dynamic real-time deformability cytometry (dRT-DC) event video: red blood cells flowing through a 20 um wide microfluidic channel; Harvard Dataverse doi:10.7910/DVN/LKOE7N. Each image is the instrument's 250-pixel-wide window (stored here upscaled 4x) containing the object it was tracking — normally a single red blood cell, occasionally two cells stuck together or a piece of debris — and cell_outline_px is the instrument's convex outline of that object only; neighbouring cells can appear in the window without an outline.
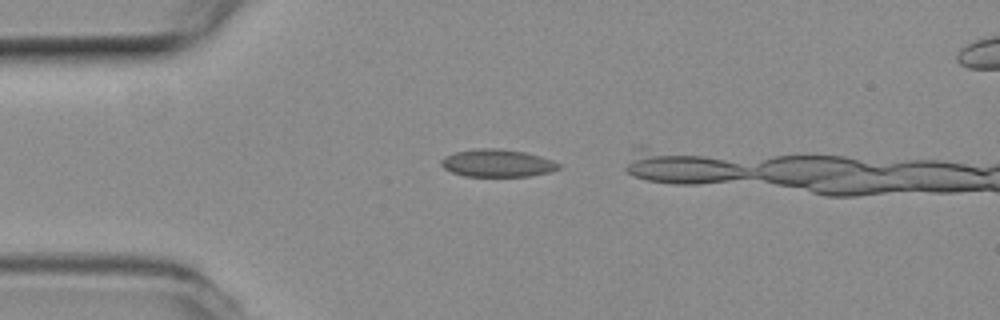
{"species": "common noctule bat (a hibernating species)", "species_latin": "Nyctalus noctula", "temperature_condition": "room temperature", "stored_images_in_passage": 2, "camera_frame_rate_fps": 3000, "um_per_image_px": 0.085, "animal": {"sex": "female", "body_mass_g": 19.3, "forearm_length_mm": 54.1}, "frame": {"image": 1, "passage_image": 1, "time_ms": 0.0, "image_size_px": [1000, 320], "cell_outline_px": [[560, 168], [552, 172], [528, 176], [464, 176], [452, 172], [444, 168], [440, 164], [440, 160], [444, 156], [456, 152], [476, 148], [500, 148], [524, 152], [540, 156], [552, 160], [560, 164]], "centroid_in_image_um": [42.27, 13.86], "position_along_channel_um": 42.7, "area_um2": 18.96}}